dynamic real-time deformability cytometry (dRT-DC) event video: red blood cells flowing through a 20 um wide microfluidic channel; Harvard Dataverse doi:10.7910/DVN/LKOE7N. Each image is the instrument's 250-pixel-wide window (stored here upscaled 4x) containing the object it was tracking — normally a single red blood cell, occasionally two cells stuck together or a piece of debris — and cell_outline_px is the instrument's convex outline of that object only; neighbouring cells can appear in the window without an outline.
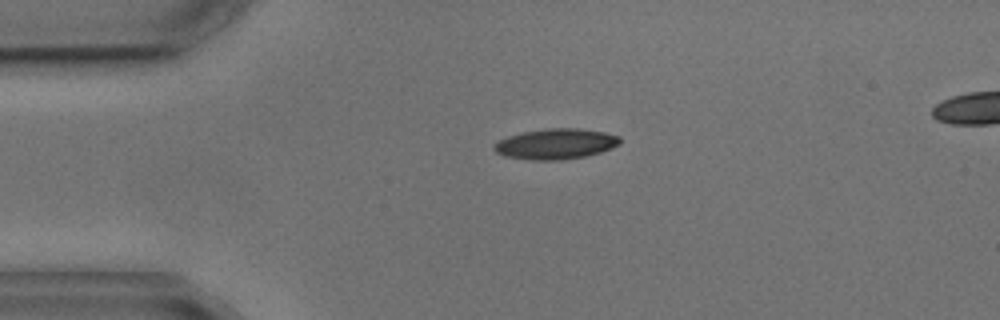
{"species": "common noctule bat (a hibernating species)", "species_latin": "Nyctalus noctula", "temperature_condition": "cold", "stored_images_in_passage": 2, "segment_of_instrument_passage": [1, 2], "camera_frame_rate_fps": 3000, "um_per_image_px": 0.085, "animal": {"sex": "male", "body_mass_g": 17.9, "forearm_length_mm": 54.2}, "frame": {"image": 1, "passage_image": 1, "time_ms": 0.0, "image_size_px": [1000, 320], "cell_outline_px": [[620, 144], [612, 148], [600, 152], [584, 156], [560, 160], [532, 160], [504, 156], [496, 152], [492, 148], [492, 144], [508, 136], [524, 132], [548, 128], [580, 128], [604, 132], [620, 136]], "centroid_in_image_um": [47.23, 12.23], "position_along_channel_um": 37.8, "area_um2": 22.37}}